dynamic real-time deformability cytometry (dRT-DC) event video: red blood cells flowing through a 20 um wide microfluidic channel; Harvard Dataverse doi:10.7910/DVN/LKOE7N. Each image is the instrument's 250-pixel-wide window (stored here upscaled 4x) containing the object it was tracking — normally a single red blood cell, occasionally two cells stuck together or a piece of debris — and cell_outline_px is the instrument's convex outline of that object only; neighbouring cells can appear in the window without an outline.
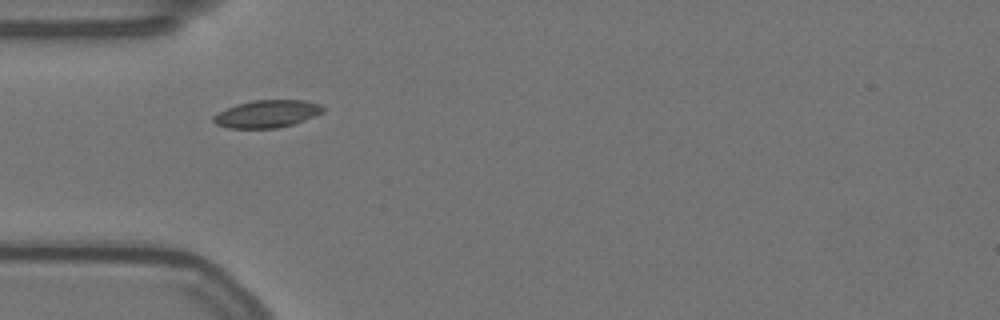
{"species": "Egyptian fruit bat (a non-hibernating species)", "species_latin": "Rousettus aegyptiacus", "temperature_condition": "warm", "stored_images_in_passage": 41, "camera_frame_rate_fps": 3000, "um_per_image_px": 0.085, "animal": {"sex": "female"}, "frame": {"image": 1, "passage_image": 1, "time_ms": 0.0, "image_size_px": [1000, 320], "cell_outline_px": [[324, 112], [316, 116], [292, 124], [276, 128], [228, 128], [216, 124], [212, 120], [212, 116], [216, 112], [236, 104], [252, 100], [304, 100], [320, 104], [324, 108]], "centroid_in_image_um": [22.67, 9.67], "position_along_channel_um": 62.3, "area_um2": 17.69}}
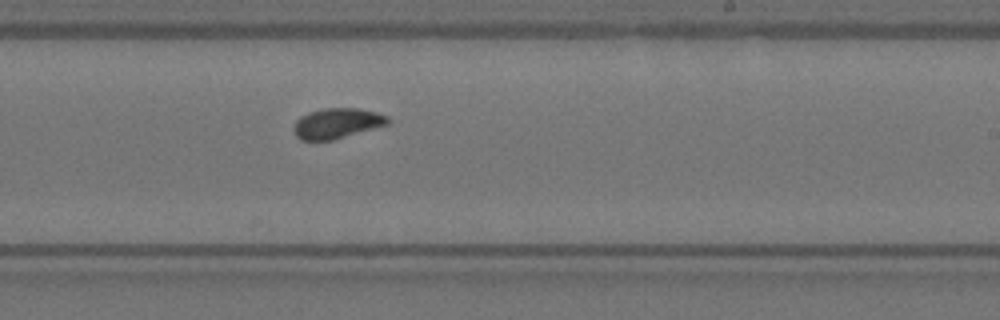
{"frame": {"image": 2, "passage_image": 18, "time_ms": 5.667, "image_size_px": [1000, 320], "cell_outline_px": [[388, 124], [332, 140], [300, 140], [296, 136], [292, 128], [296, 120], [300, 116], [308, 112], [324, 108], [360, 108], [376, 112], [388, 116]], "centroid_in_image_um": [28.6, 10.47], "position_along_channel_um": 260.4, "area_um2": 16.59}}
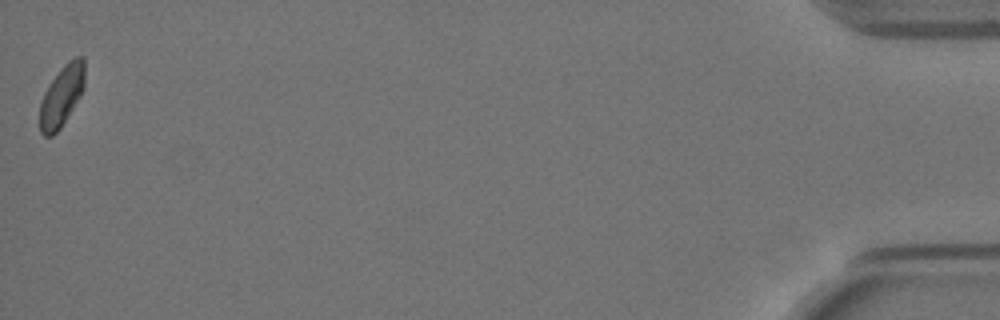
{"frame": {"image": 3, "passage_image": 41, "time_ms": 13.333, "image_size_px": [1000, 320], "cell_outline_px": [[84, 88], [80, 96], [60, 128], [52, 136], [44, 136], [40, 132], [40, 100], [48, 84], [60, 68], [68, 60], [76, 56], [84, 56]], "centroid_in_image_um": [5.23, 8.12], "position_along_channel_um": 430.0, "area_um2": 16.01}, "authors_computed_cell_mechanics": {"area_um2": 16.5886, "velocity_mm_per_s": 3.5021, "shape_relaxation_time_tau1_ms": 6.401, "shape_relaxation_time_tau2_ms": 1.0077, "deformation_change_tau1": 0.1414, "deformation_change_tau2": 0.049}}